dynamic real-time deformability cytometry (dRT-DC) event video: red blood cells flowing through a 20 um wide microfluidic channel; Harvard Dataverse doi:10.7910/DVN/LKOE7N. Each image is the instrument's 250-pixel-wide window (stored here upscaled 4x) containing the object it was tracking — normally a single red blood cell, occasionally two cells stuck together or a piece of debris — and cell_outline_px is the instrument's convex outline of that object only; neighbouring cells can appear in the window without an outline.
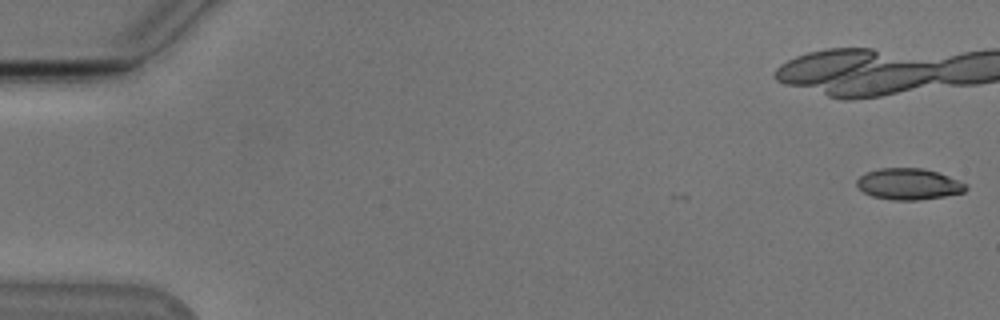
{"species": "Egyptian fruit bat (a non-hibernating species)", "species_latin": "Rousettus aegyptiacus", "temperature_condition": "cold", "stored_images_in_passage": 9, "camera_frame_rate_fps": 3000, "um_per_image_px": 0.085, "animal": {"sex": "male"}, "frame": {"image": 1, "passage_image": 1, "time_ms": 0.0, "image_size_px": [1000, 320], "cell_outline_px": [[968, 188], [964, 192], [944, 196], [916, 200], [892, 200], [872, 196], [864, 192], [856, 184], [856, 180], [860, 176], [868, 172], [880, 168], [924, 168], [948, 176], [968, 184]], "centroid_in_image_um": [77.25, 15.64], "position_along_channel_um": 7.7, "area_um2": 19.77}}